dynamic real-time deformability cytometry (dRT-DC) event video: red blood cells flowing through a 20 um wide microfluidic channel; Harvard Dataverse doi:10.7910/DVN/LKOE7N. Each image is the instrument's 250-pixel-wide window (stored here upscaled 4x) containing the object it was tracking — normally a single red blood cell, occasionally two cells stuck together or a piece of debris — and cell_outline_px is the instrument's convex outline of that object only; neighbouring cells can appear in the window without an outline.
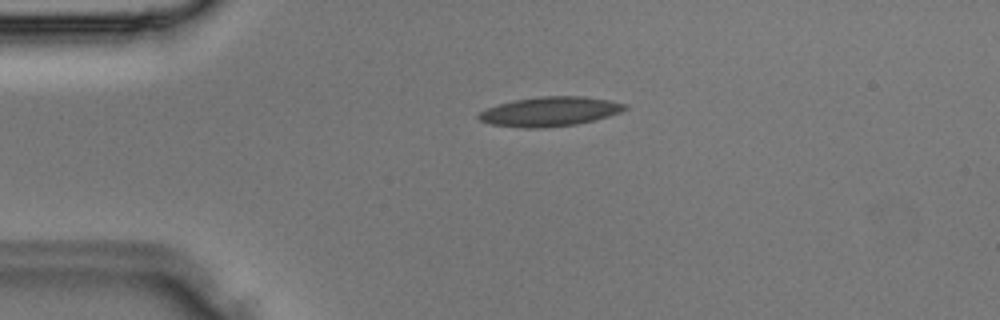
{"species": "Egyptian fruit bat (a non-hibernating species)", "species_latin": "Rousettus aegyptiacus", "temperature_condition": "room temperature", "stored_images_in_passage": 30, "camera_frame_rate_fps": 3000, "um_per_image_px": 0.085, "animal": {"sex": "male"}, "frame": {"image": 1, "passage_image": 2, "time_ms": 0.333, "image_size_px": [1000, 320], "cell_outline_px": [[628, 108], [620, 112], [608, 116], [576, 124], [544, 128], [524, 128], [492, 124], [480, 120], [476, 116], [480, 112], [488, 108], [500, 104], [516, 100], [540, 96], [584, 96], [608, 100], [628, 104]], "centroid_in_image_um": [46.76, 9.48], "position_along_channel_um": 38.2, "area_um2": 24.85}}
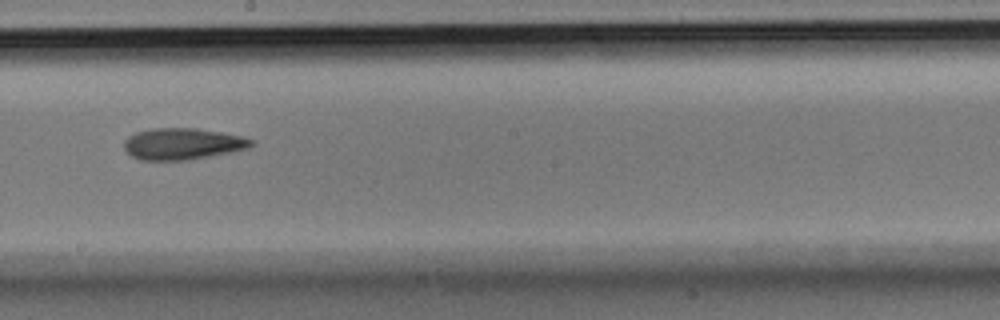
{"frame": {"image": 2, "passage_image": 14, "time_ms": 4.333, "image_size_px": [1000, 320], "cell_outline_px": [[256, 144], [248, 148], [232, 152], [184, 160], [140, 160], [132, 156], [124, 148], [124, 140], [128, 136], [136, 132], [152, 128], [196, 128], [224, 132], [244, 136], [256, 140]], "centroid_in_image_um": [15.57, 12.21], "position_along_channel_um": 232.6, "area_um2": 23.58}}
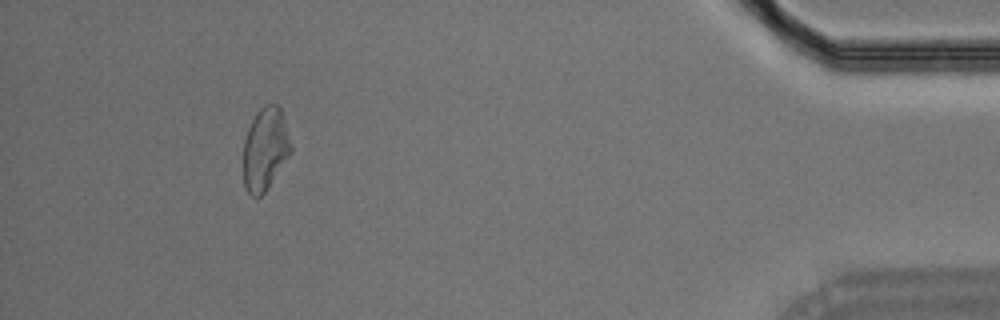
{"frame": {"image": 3, "passage_image": 27, "time_ms": 8.667, "image_size_px": [1000, 320], "cell_outline_px": [[292, 152], [268, 188], [260, 196], [252, 196], [248, 192], [244, 184], [244, 140], [248, 128], [256, 112], [264, 104], [276, 104], [280, 108], [292, 148]], "centroid_in_image_um": [22.54, 12.66], "position_along_channel_um": 412.7, "area_um2": 22.72}}